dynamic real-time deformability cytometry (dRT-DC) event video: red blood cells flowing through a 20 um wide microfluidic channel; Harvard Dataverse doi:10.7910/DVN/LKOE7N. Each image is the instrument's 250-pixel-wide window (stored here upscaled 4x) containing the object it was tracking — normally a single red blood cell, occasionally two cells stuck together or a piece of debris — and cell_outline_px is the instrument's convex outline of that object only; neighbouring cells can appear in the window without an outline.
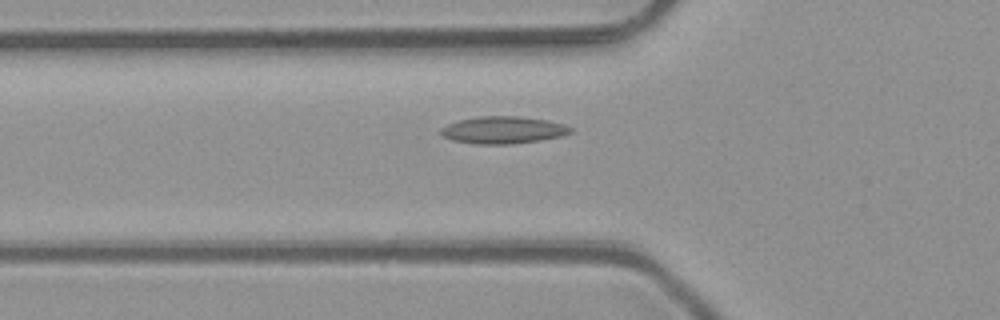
{"species": "common noctule bat (a hibernating species)", "species_latin": "Nyctalus noctula", "temperature_condition": "room temperature", "stored_images_in_passage": 32, "camera_frame_rate_fps": 3000, "um_per_image_px": 0.085, "animal": {"sex": "male", "body_mass_g": 23.1, "forearm_length_mm": 52.7}, "frame": {"image": 1, "passage_image": 5, "time_ms": 1.333, "image_size_px": [1000, 320], "cell_outline_px": [[572, 132], [560, 136], [540, 140], [508, 144], [476, 144], [452, 140], [444, 136], [440, 132], [440, 128], [448, 124], [460, 120], [476, 116], [520, 116], [548, 120], [564, 124], [572, 128]], "centroid_in_image_um": [42.76, 11.04], "position_along_channel_um": 83.0, "area_um2": 20.52}}
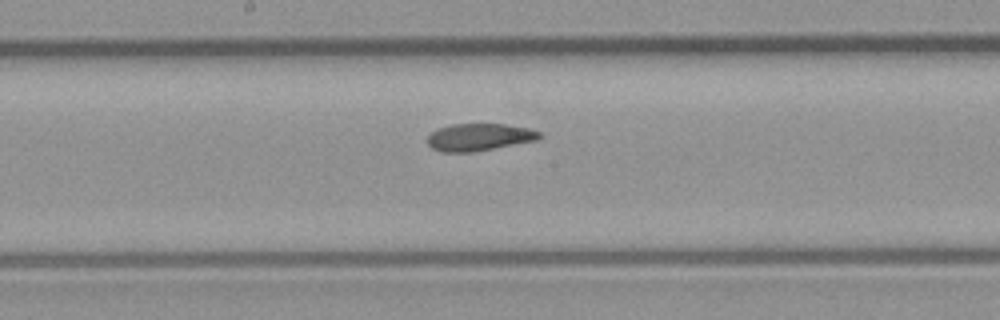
{"frame": {"image": 2, "passage_image": 14, "time_ms": 4.333, "image_size_px": [1000, 320], "cell_outline_px": [[540, 136], [536, 140], [472, 152], [440, 152], [432, 148], [428, 144], [428, 136], [436, 128], [452, 124], [504, 124], [528, 128], [540, 132]], "centroid_in_image_um": [40.67, 11.65], "position_along_channel_um": 207.5, "area_um2": 17.63}}
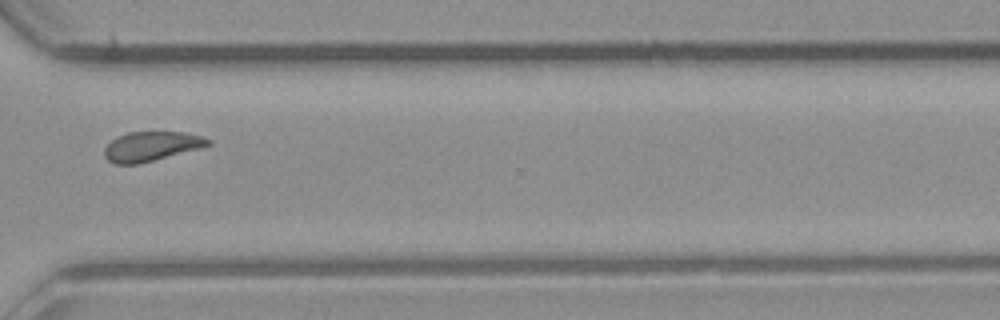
{"frame": {"image": 3, "passage_image": 25, "time_ms": 8.0, "image_size_px": [1000, 320], "cell_outline_px": [[212, 144], [200, 148], [136, 164], [116, 164], [108, 160], [104, 156], [104, 148], [116, 136], [128, 132], [184, 132], [204, 136], [212, 140]], "centroid_in_image_um": [12.87, 12.42], "position_along_channel_um": 357.7, "area_um2": 17.74}, "authors_computed_cell_mechanics": {"area_um2": 18.4382, "velocity_mm_per_s": 4.1073, "shape_relaxation_time_tau1_ms": 9.6693, "shape_relaxation_time_tau2_ms": 2.7714, "deformation_change_tau1": 0.1882, "deformation_change_tau2": 0.0783}}